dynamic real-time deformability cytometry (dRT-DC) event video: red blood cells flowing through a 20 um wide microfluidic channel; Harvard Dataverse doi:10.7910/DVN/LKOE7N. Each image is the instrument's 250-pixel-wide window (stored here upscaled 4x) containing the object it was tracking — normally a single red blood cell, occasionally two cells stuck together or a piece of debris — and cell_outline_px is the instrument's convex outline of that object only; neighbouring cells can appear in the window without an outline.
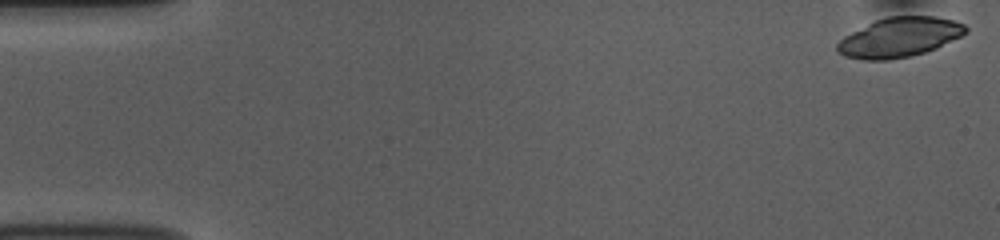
{"species": "common noctule bat (a hibernating species)", "species_latin": "Nyctalus noctula", "temperature_condition": "room temperature", "stored_images_in_passage": 44, "camera_frame_rate_fps": 3000, "um_per_image_px": 0.085, "animal": {"sex": "female", "body_mass_g": 10.0, "forearm_length_mm": 53.1}, "frame": {"image": 1, "passage_image": 1, "time_ms": 0.0, "image_size_px": [1000, 240], "cell_outline_px": [[968, 32], [936, 48], [912, 56], [888, 60], [864, 60], [844, 56], [836, 48], [836, 44], [844, 36], [876, 20], [888, 16], [936, 16], [956, 20], [964, 24], [968, 28]], "centroid_in_image_um": [76.48, 3.17], "position_along_channel_um": 8.5, "area_um2": 29.59}}